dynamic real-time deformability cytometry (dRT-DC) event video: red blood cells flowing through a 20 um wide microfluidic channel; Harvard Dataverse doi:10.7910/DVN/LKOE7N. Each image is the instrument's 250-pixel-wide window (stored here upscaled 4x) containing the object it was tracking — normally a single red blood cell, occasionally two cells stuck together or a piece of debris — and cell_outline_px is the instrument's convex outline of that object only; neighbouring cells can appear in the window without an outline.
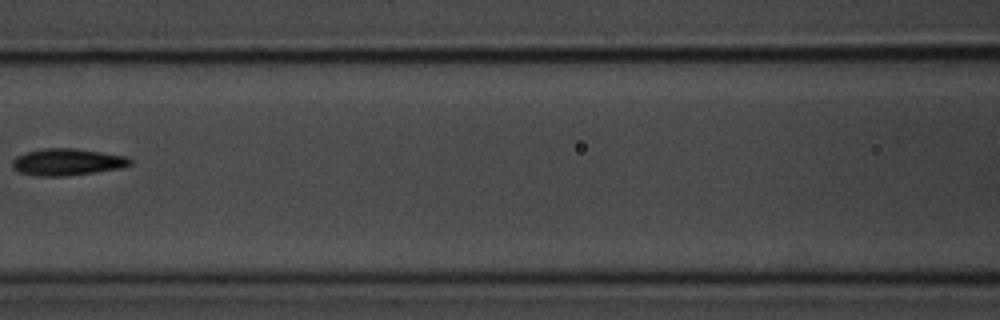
{"species": "common noctule bat (a hibernating species)", "species_latin": "Nyctalus noctula", "temperature_condition": "room temperature", "stored_images_in_passage": 8, "camera_frame_rate_fps": 3000, "um_per_image_px": 0.085, "animal": {"sex": "male", "body_mass_g": 20.1, "forearm_length_mm": 53.5}, "frame": {"image": 1, "passage_image": 7, "time_ms": 7.0, "image_size_px": [1000, 320], "cell_outline_px": [[132, 164], [120, 168], [96, 172], [64, 176], [40, 176], [20, 172], [12, 168], [12, 160], [16, 156], [28, 152], [44, 148], [76, 148], [124, 156], [132, 160]], "centroid_in_image_um": [5.7, 13.77], "position_along_channel_um": 160.9, "area_um2": 18.26}}
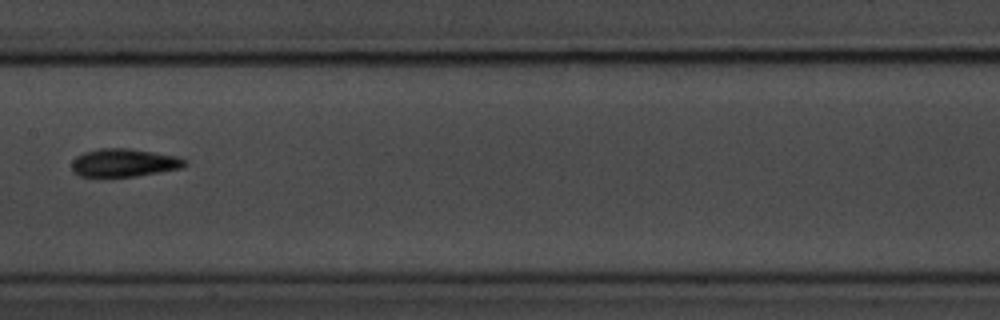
{"frame": {"image": 2, "passage_image": 8, "time_ms": 8.0, "image_size_px": [1000, 320], "cell_outline_px": [[188, 164], [184, 168], [136, 176], [80, 176], [72, 172], [72, 160], [76, 156], [84, 152], [100, 148], [128, 148], [180, 156]], "centroid_in_image_um": [10.56, 13.82], "position_along_channel_um": 196.8, "area_um2": 18.61}}